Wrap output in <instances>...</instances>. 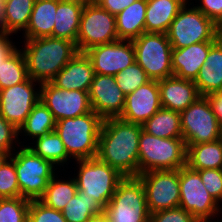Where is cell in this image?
Instances as JSON below:
<instances>
[{
  "label": "cell",
  "mask_w": 222,
  "mask_h": 222,
  "mask_svg": "<svg viewBox=\"0 0 222 222\" xmlns=\"http://www.w3.org/2000/svg\"><path fill=\"white\" fill-rule=\"evenodd\" d=\"M87 0H57L55 23L51 37L76 44L81 14Z\"/></svg>",
  "instance_id": "cell-22"
},
{
  "label": "cell",
  "mask_w": 222,
  "mask_h": 222,
  "mask_svg": "<svg viewBox=\"0 0 222 222\" xmlns=\"http://www.w3.org/2000/svg\"><path fill=\"white\" fill-rule=\"evenodd\" d=\"M39 87L40 100L51 111L55 121L92 112L87 91L61 89L52 82L42 83Z\"/></svg>",
  "instance_id": "cell-14"
},
{
  "label": "cell",
  "mask_w": 222,
  "mask_h": 222,
  "mask_svg": "<svg viewBox=\"0 0 222 222\" xmlns=\"http://www.w3.org/2000/svg\"><path fill=\"white\" fill-rule=\"evenodd\" d=\"M218 39L222 42V23L218 25V33H217Z\"/></svg>",
  "instance_id": "cell-49"
},
{
  "label": "cell",
  "mask_w": 222,
  "mask_h": 222,
  "mask_svg": "<svg viewBox=\"0 0 222 222\" xmlns=\"http://www.w3.org/2000/svg\"><path fill=\"white\" fill-rule=\"evenodd\" d=\"M29 205L22 197L0 199V222H27Z\"/></svg>",
  "instance_id": "cell-36"
},
{
  "label": "cell",
  "mask_w": 222,
  "mask_h": 222,
  "mask_svg": "<svg viewBox=\"0 0 222 222\" xmlns=\"http://www.w3.org/2000/svg\"><path fill=\"white\" fill-rule=\"evenodd\" d=\"M12 155L22 198L39 200L55 176V165L34 154L26 145Z\"/></svg>",
  "instance_id": "cell-7"
},
{
  "label": "cell",
  "mask_w": 222,
  "mask_h": 222,
  "mask_svg": "<svg viewBox=\"0 0 222 222\" xmlns=\"http://www.w3.org/2000/svg\"><path fill=\"white\" fill-rule=\"evenodd\" d=\"M27 222H67L61 211L46 206L40 200H31Z\"/></svg>",
  "instance_id": "cell-38"
},
{
  "label": "cell",
  "mask_w": 222,
  "mask_h": 222,
  "mask_svg": "<svg viewBox=\"0 0 222 222\" xmlns=\"http://www.w3.org/2000/svg\"><path fill=\"white\" fill-rule=\"evenodd\" d=\"M18 136L19 130L0 115V150L8 152L11 155L12 151L15 150L13 142H18ZM16 139L18 140L16 141Z\"/></svg>",
  "instance_id": "cell-41"
},
{
  "label": "cell",
  "mask_w": 222,
  "mask_h": 222,
  "mask_svg": "<svg viewBox=\"0 0 222 222\" xmlns=\"http://www.w3.org/2000/svg\"><path fill=\"white\" fill-rule=\"evenodd\" d=\"M180 120L186 145L214 142L222 138V126L205 96H200L182 111Z\"/></svg>",
  "instance_id": "cell-11"
},
{
  "label": "cell",
  "mask_w": 222,
  "mask_h": 222,
  "mask_svg": "<svg viewBox=\"0 0 222 222\" xmlns=\"http://www.w3.org/2000/svg\"><path fill=\"white\" fill-rule=\"evenodd\" d=\"M75 161L79 164L78 175L74 178L78 191L93 197L105 208L125 176L98 157Z\"/></svg>",
  "instance_id": "cell-5"
},
{
  "label": "cell",
  "mask_w": 222,
  "mask_h": 222,
  "mask_svg": "<svg viewBox=\"0 0 222 222\" xmlns=\"http://www.w3.org/2000/svg\"><path fill=\"white\" fill-rule=\"evenodd\" d=\"M35 146H27L34 154L52 162L54 165L65 164L70 156L59 135L53 131L47 135L36 138Z\"/></svg>",
  "instance_id": "cell-32"
},
{
  "label": "cell",
  "mask_w": 222,
  "mask_h": 222,
  "mask_svg": "<svg viewBox=\"0 0 222 222\" xmlns=\"http://www.w3.org/2000/svg\"><path fill=\"white\" fill-rule=\"evenodd\" d=\"M201 4L195 6L217 26L222 23V0H200Z\"/></svg>",
  "instance_id": "cell-42"
},
{
  "label": "cell",
  "mask_w": 222,
  "mask_h": 222,
  "mask_svg": "<svg viewBox=\"0 0 222 222\" xmlns=\"http://www.w3.org/2000/svg\"><path fill=\"white\" fill-rule=\"evenodd\" d=\"M95 74L117 75L135 62V51L132 41L117 40L112 43L98 45L87 50Z\"/></svg>",
  "instance_id": "cell-16"
},
{
  "label": "cell",
  "mask_w": 222,
  "mask_h": 222,
  "mask_svg": "<svg viewBox=\"0 0 222 222\" xmlns=\"http://www.w3.org/2000/svg\"><path fill=\"white\" fill-rule=\"evenodd\" d=\"M143 222H154V220L151 218V216L147 219V220H145V221H143Z\"/></svg>",
  "instance_id": "cell-50"
},
{
  "label": "cell",
  "mask_w": 222,
  "mask_h": 222,
  "mask_svg": "<svg viewBox=\"0 0 222 222\" xmlns=\"http://www.w3.org/2000/svg\"><path fill=\"white\" fill-rule=\"evenodd\" d=\"M162 108L181 113L201 95L193 80L175 75L158 80Z\"/></svg>",
  "instance_id": "cell-19"
},
{
  "label": "cell",
  "mask_w": 222,
  "mask_h": 222,
  "mask_svg": "<svg viewBox=\"0 0 222 222\" xmlns=\"http://www.w3.org/2000/svg\"><path fill=\"white\" fill-rule=\"evenodd\" d=\"M56 175L48 182L43 196L39 199L46 206L63 211L66 204L77 194V184L75 179L60 181L55 178Z\"/></svg>",
  "instance_id": "cell-30"
},
{
  "label": "cell",
  "mask_w": 222,
  "mask_h": 222,
  "mask_svg": "<svg viewBox=\"0 0 222 222\" xmlns=\"http://www.w3.org/2000/svg\"><path fill=\"white\" fill-rule=\"evenodd\" d=\"M136 0H97L96 3L112 15L116 16Z\"/></svg>",
  "instance_id": "cell-43"
},
{
  "label": "cell",
  "mask_w": 222,
  "mask_h": 222,
  "mask_svg": "<svg viewBox=\"0 0 222 222\" xmlns=\"http://www.w3.org/2000/svg\"><path fill=\"white\" fill-rule=\"evenodd\" d=\"M151 218L154 222H199L189 211L181 207L154 212Z\"/></svg>",
  "instance_id": "cell-40"
},
{
  "label": "cell",
  "mask_w": 222,
  "mask_h": 222,
  "mask_svg": "<svg viewBox=\"0 0 222 222\" xmlns=\"http://www.w3.org/2000/svg\"><path fill=\"white\" fill-rule=\"evenodd\" d=\"M142 129L159 138H182L180 113L161 107L142 125Z\"/></svg>",
  "instance_id": "cell-28"
},
{
  "label": "cell",
  "mask_w": 222,
  "mask_h": 222,
  "mask_svg": "<svg viewBox=\"0 0 222 222\" xmlns=\"http://www.w3.org/2000/svg\"><path fill=\"white\" fill-rule=\"evenodd\" d=\"M87 222H110L107 214L105 212L96 214L92 217Z\"/></svg>",
  "instance_id": "cell-47"
},
{
  "label": "cell",
  "mask_w": 222,
  "mask_h": 222,
  "mask_svg": "<svg viewBox=\"0 0 222 222\" xmlns=\"http://www.w3.org/2000/svg\"><path fill=\"white\" fill-rule=\"evenodd\" d=\"M110 222H143L151 214L146 193L138 176H126L117 186L114 195L104 208Z\"/></svg>",
  "instance_id": "cell-6"
},
{
  "label": "cell",
  "mask_w": 222,
  "mask_h": 222,
  "mask_svg": "<svg viewBox=\"0 0 222 222\" xmlns=\"http://www.w3.org/2000/svg\"><path fill=\"white\" fill-rule=\"evenodd\" d=\"M125 97L114 75L95 74L89 90V99L92 111L103 120L121 116L125 106Z\"/></svg>",
  "instance_id": "cell-17"
},
{
  "label": "cell",
  "mask_w": 222,
  "mask_h": 222,
  "mask_svg": "<svg viewBox=\"0 0 222 222\" xmlns=\"http://www.w3.org/2000/svg\"><path fill=\"white\" fill-rule=\"evenodd\" d=\"M186 2L188 0H147L145 32L166 34Z\"/></svg>",
  "instance_id": "cell-24"
},
{
  "label": "cell",
  "mask_w": 222,
  "mask_h": 222,
  "mask_svg": "<svg viewBox=\"0 0 222 222\" xmlns=\"http://www.w3.org/2000/svg\"><path fill=\"white\" fill-rule=\"evenodd\" d=\"M104 212V207L85 192L77 194L66 204L62 214L67 222H87L90 217Z\"/></svg>",
  "instance_id": "cell-31"
},
{
  "label": "cell",
  "mask_w": 222,
  "mask_h": 222,
  "mask_svg": "<svg viewBox=\"0 0 222 222\" xmlns=\"http://www.w3.org/2000/svg\"><path fill=\"white\" fill-rule=\"evenodd\" d=\"M147 0H136L115 16L119 40L132 41L145 33Z\"/></svg>",
  "instance_id": "cell-25"
},
{
  "label": "cell",
  "mask_w": 222,
  "mask_h": 222,
  "mask_svg": "<svg viewBox=\"0 0 222 222\" xmlns=\"http://www.w3.org/2000/svg\"><path fill=\"white\" fill-rule=\"evenodd\" d=\"M115 79L125 95L132 93L151 80L136 61L115 75Z\"/></svg>",
  "instance_id": "cell-35"
},
{
  "label": "cell",
  "mask_w": 222,
  "mask_h": 222,
  "mask_svg": "<svg viewBox=\"0 0 222 222\" xmlns=\"http://www.w3.org/2000/svg\"><path fill=\"white\" fill-rule=\"evenodd\" d=\"M56 121L51 111L39 100L26 118L25 123L19 128V134L36 139L55 130ZM23 131V132H22Z\"/></svg>",
  "instance_id": "cell-29"
},
{
  "label": "cell",
  "mask_w": 222,
  "mask_h": 222,
  "mask_svg": "<svg viewBox=\"0 0 222 222\" xmlns=\"http://www.w3.org/2000/svg\"><path fill=\"white\" fill-rule=\"evenodd\" d=\"M186 165L193 170L222 169V138L207 143L186 145Z\"/></svg>",
  "instance_id": "cell-27"
},
{
  "label": "cell",
  "mask_w": 222,
  "mask_h": 222,
  "mask_svg": "<svg viewBox=\"0 0 222 222\" xmlns=\"http://www.w3.org/2000/svg\"><path fill=\"white\" fill-rule=\"evenodd\" d=\"M23 53L28 76L38 85L51 82L58 72L79 52L73 41L42 37L25 39Z\"/></svg>",
  "instance_id": "cell-2"
},
{
  "label": "cell",
  "mask_w": 222,
  "mask_h": 222,
  "mask_svg": "<svg viewBox=\"0 0 222 222\" xmlns=\"http://www.w3.org/2000/svg\"><path fill=\"white\" fill-rule=\"evenodd\" d=\"M94 76L91 59L86 53L78 52L51 82L61 89L89 92Z\"/></svg>",
  "instance_id": "cell-20"
},
{
  "label": "cell",
  "mask_w": 222,
  "mask_h": 222,
  "mask_svg": "<svg viewBox=\"0 0 222 222\" xmlns=\"http://www.w3.org/2000/svg\"><path fill=\"white\" fill-rule=\"evenodd\" d=\"M119 40L115 16L101 8L96 2L86 1L81 14L76 40L79 52L92 47Z\"/></svg>",
  "instance_id": "cell-10"
},
{
  "label": "cell",
  "mask_w": 222,
  "mask_h": 222,
  "mask_svg": "<svg viewBox=\"0 0 222 222\" xmlns=\"http://www.w3.org/2000/svg\"><path fill=\"white\" fill-rule=\"evenodd\" d=\"M103 119L94 111L56 121L55 132L68 155L76 160L97 157Z\"/></svg>",
  "instance_id": "cell-3"
},
{
  "label": "cell",
  "mask_w": 222,
  "mask_h": 222,
  "mask_svg": "<svg viewBox=\"0 0 222 222\" xmlns=\"http://www.w3.org/2000/svg\"><path fill=\"white\" fill-rule=\"evenodd\" d=\"M57 0H35L24 39L49 37L55 23Z\"/></svg>",
  "instance_id": "cell-26"
},
{
  "label": "cell",
  "mask_w": 222,
  "mask_h": 222,
  "mask_svg": "<svg viewBox=\"0 0 222 222\" xmlns=\"http://www.w3.org/2000/svg\"><path fill=\"white\" fill-rule=\"evenodd\" d=\"M179 10L166 33L171 47L180 49L204 41H217L218 26L195 6Z\"/></svg>",
  "instance_id": "cell-9"
},
{
  "label": "cell",
  "mask_w": 222,
  "mask_h": 222,
  "mask_svg": "<svg viewBox=\"0 0 222 222\" xmlns=\"http://www.w3.org/2000/svg\"><path fill=\"white\" fill-rule=\"evenodd\" d=\"M35 0H5L6 34L24 31L30 20Z\"/></svg>",
  "instance_id": "cell-33"
},
{
  "label": "cell",
  "mask_w": 222,
  "mask_h": 222,
  "mask_svg": "<svg viewBox=\"0 0 222 222\" xmlns=\"http://www.w3.org/2000/svg\"><path fill=\"white\" fill-rule=\"evenodd\" d=\"M135 61L151 80L173 76L172 47L165 33L145 32L132 40Z\"/></svg>",
  "instance_id": "cell-8"
},
{
  "label": "cell",
  "mask_w": 222,
  "mask_h": 222,
  "mask_svg": "<svg viewBox=\"0 0 222 222\" xmlns=\"http://www.w3.org/2000/svg\"><path fill=\"white\" fill-rule=\"evenodd\" d=\"M29 78L21 49H16L0 65V90L14 86Z\"/></svg>",
  "instance_id": "cell-34"
},
{
  "label": "cell",
  "mask_w": 222,
  "mask_h": 222,
  "mask_svg": "<svg viewBox=\"0 0 222 222\" xmlns=\"http://www.w3.org/2000/svg\"><path fill=\"white\" fill-rule=\"evenodd\" d=\"M161 108L158 80H150L125 97L124 110L119 118L143 125Z\"/></svg>",
  "instance_id": "cell-18"
},
{
  "label": "cell",
  "mask_w": 222,
  "mask_h": 222,
  "mask_svg": "<svg viewBox=\"0 0 222 222\" xmlns=\"http://www.w3.org/2000/svg\"><path fill=\"white\" fill-rule=\"evenodd\" d=\"M10 35L0 34V65L17 49L15 44L13 45V42L9 39Z\"/></svg>",
  "instance_id": "cell-45"
},
{
  "label": "cell",
  "mask_w": 222,
  "mask_h": 222,
  "mask_svg": "<svg viewBox=\"0 0 222 222\" xmlns=\"http://www.w3.org/2000/svg\"><path fill=\"white\" fill-rule=\"evenodd\" d=\"M179 182V207L189 211L199 222H211L222 208L204 187L200 174L186 165L179 169Z\"/></svg>",
  "instance_id": "cell-12"
},
{
  "label": "cell",
  "mask_w": 222,
  "mask_h": 222,
  "mask_svg": "<svg viewBox=\"0 0 222 222\" xmlns=\"http://www.w3.org/2000/svg\"><path fill=\"white\" fill-rule=\"evenodd\" d=\"M142 125L108 118L103 120L97 157L123 176L139 175V137Z\"/></svg>",
  "instance_id": "cell-1"
},
{
  "label": "cell",
  "mask_w": 222,
  "mask_h": 222,
  "mask_svg": "<svg viewBox=\"0 0 222 222\" xmlns=\"http://www.w3.org/2000/svg\"><path fill=\"white\" fill-rule=\"evenodd\" d=\"M0 34H6L5 0H0Z\"/></svg>",
  "instance_id": "cell-46"
},
{
  "label": "cell",
  "mask_w": 222,
  "mask_h": 222,
  "mask_svg": "<svg viewBox=\"0 0 222 222\" xmlns=\"http://www.w3.org/2000/svg\"><path fill=\"white\" fill-rule=\"evenodd\" d=\"M87 1H90V2H96L97 0H87Z\"/></svg>",
  "instance_id": "cell-51"
},
{
  "label": "cell",
  "mask_w": 222,
  "mask_h": 222,
  "mask_svg": "<svg viewBox=\"0 0 222 222\" xmlns=\"http://www.w3.org/2000/svg\"><path fill=\"white\" fill-rule=\"evenodd\" d=\"M21 197L12 154L0 167V199Z\"/></svg>",
  "instance_id": "cell-37"
},
{
  "label": "cell",
  "mask_w": 222,
  "mask_h": 222,
  "mask_svg": "<svg viewBox=\"0 0 222 222\" xmlns=\"http://www.w3.org/2000/svg\"><path fill=\"white\" fill-rule=\"evenodd\" d=\"M138 147L139 174L186 166L187 147L183 138H159L142 129Z\"/></svg>",
  "instance_id": "cell-4"
},
{
  "label": "cell",
  "mask_w": 222,
  "mask_h": 222,
  "mask_svg": "<svg viewBox=\"0 0 222 222\" xmlns=\"http://www.w3.org/2000/svg\"><path fill=\"white\" fill-rule=\"evenodd\" d=\"M208 193L219 203L222 201V169L196 170Z\"/></svg>",
  "instance_id": "cell-39"
},
{
  "label": "cell",
  "mask_w": 222,
  "mask_h": 222,
  "mask_svg": "<svg viewBox=\"0 0 222 222\" xmlns=\"http://www.w3.org/2000/svg\"><path fill=\"white\" fill-rule=\"evenodd\" d=\"M34 82L29 77L24 82L0 90V115L18 130L40 100V90L34 89Z\"/></svg>",
  "instance_id": "cell-15"
},
{
  "label": "cell",
  "mask_w": 222,
  "mask_h": 222,
  "mask_svg": "<svg viewBox=\"0 0 222 222\" xmlns=\"http://www.w3.org/2000/svg\"><path fill=\"white\" fill-rule=\"evenodd\" d=\"M146 193L149 213L179 207V169L153 170L139 174Z\"/></svg>",
  "instance_id": "cell-13"
},
{
  "label": "cell",
  "mask_w": 222,
  "mask_h": 222,
  "mask_svg": "<svg viewBox=\"0 0 222 222\" xmlns=\"http://www.w3.org/2000/svg\"><path fill=\"white\" fill-rule=\"evenodd\" d=\"M10 157V154L8 152H5L3 150H0V167L3 165V163Z\"/></svg>",
  "instance_id": "cell-48"
},
{
  "label": "cell",
  "mask_w": 222,
  "mask_h": 222,
  "mask_svg": "<svg viewBox=\"0 0 222 222\" xmlns=\"http://www.w3.org/2000/svg\"><path fill=\"white\" fill-rule=\"evenodd\" d=\"M205 97L208 99L210 107L216 116V119L222 126V91L211 93Z\"/></svg>",
  "instance_id": "cell-44"
},
{
  "label": "cell",
  "mask_w": 222,
  "mask_h": 222,
  "mask_svg": "<svg viewBox=\"0 0 222 222\" xmlns=\"http://www.w3.org/2000/svg\"><path fill=\"white\" fill-rule=\"evenodd\" d=\"M216 41H204L180 49H172V70L176 77L195 80L203 67L211 46Z\"/></svg>",
  "instance_id": "cell-21"
},
{
  "label": "cell",
  "mask_w": 222,
  "mask_h": 222,
  "mask_svg": "<svg viewBox=\"0 0 222 222\" xmlns=\"http://www.w3.org/2000/svg\"><path fill=\"white\" fill-rule=\"evenodd\" d=\"M194 83L201 96L222 91V42L219 39L211 46Z\"/></svg>",
  "instance_id": "cell-23"
}]
</instances>
